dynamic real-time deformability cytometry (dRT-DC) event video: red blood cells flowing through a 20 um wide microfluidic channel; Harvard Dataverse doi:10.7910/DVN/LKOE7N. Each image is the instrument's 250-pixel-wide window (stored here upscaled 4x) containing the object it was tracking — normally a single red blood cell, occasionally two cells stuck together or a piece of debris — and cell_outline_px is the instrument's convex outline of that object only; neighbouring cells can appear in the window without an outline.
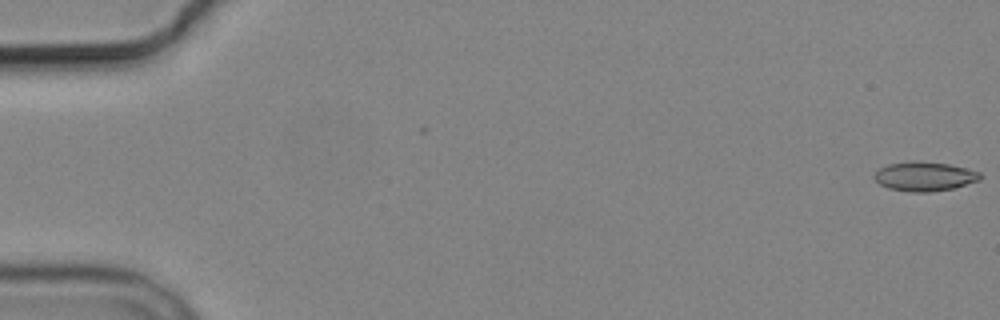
{"species": "common noctule bat (a hibernating species)", "species_latin": "Nyctalus noctula", "temperature_condition": "cold", "stored_images_in_passage": 9, "camera_frame_rate_fps": 3000, "um_per_image_px": 0.085, "animal": {"sex": "male", "body_mass_g": 19.2, "forearm_length_mm": 51.8}, "frame": {"image": 1, "passage_image": 1, "time_ms": 0.0, "image_size_px": [1000, 320], "cell_outline_px": [[984, 176], [980, 180], [952, 188], [928, 192], [912, 192], [888, 188], [880, 184], [872, 176], [880, 168], [888, 164], [912, 160], [948, 164], [968, 168], [980, 172]], "centroid_in_image_um": [78.6, 14.98], "position_along_channel_um": 6.4, "area_um2": 18.09}}
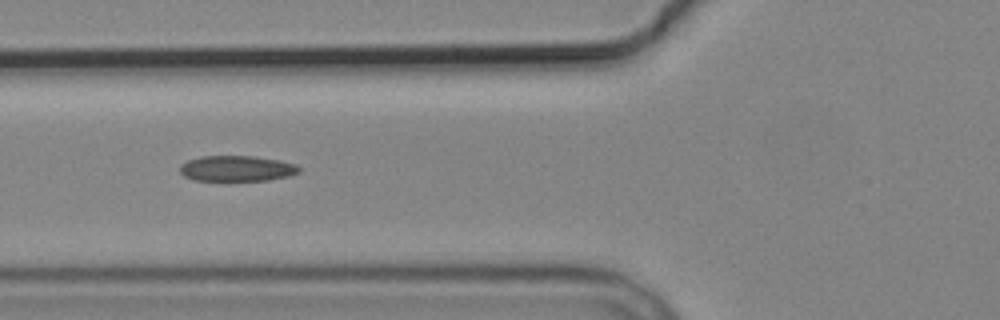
{"frame": {"image": 2, "passage_image": 6, "time_ms": 7.0, "image_size_px": [1000, 320], "cell_outline_px": [[300, 172], [288, 176], [268, 180], [224, 184], [192, 180], [184, 176], [180, 172], [180, 164], [188, 160], [200, 156], [252, 156], [280, 160], [296, 164], [300, 168]], "centroid_in_image_um": [20.07, 14.38], "position_along_channel_um": 105.7, "area_um2": 18.9}}
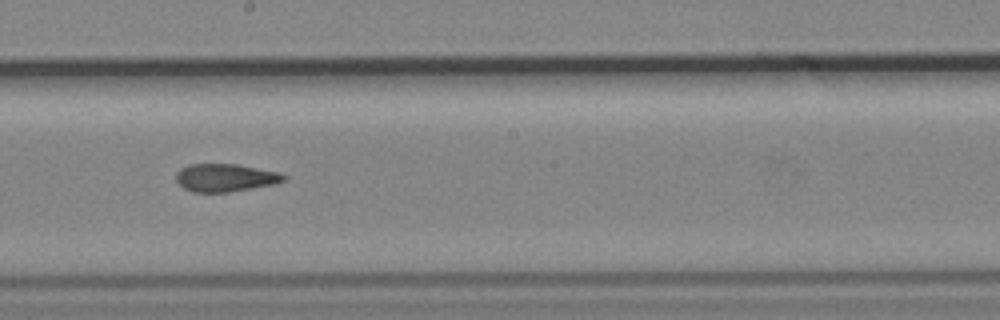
{"frame": {"image": 3, "passage_image": 9, "time_ms": 10.333, "image_size_px": [1000, 320], "cell_outline_px": [[288, 176], [284, 180], [276, 184], [228, 192], [192, 192], [184, 188], [176, 180], [176, 172], [180, 168], [188, 164], [236, 164], [280, 172]], "centroid_in_image_um": [19.16, 15.1], "position_along_channel_um": 229.0, "area_um2": 17.57}}